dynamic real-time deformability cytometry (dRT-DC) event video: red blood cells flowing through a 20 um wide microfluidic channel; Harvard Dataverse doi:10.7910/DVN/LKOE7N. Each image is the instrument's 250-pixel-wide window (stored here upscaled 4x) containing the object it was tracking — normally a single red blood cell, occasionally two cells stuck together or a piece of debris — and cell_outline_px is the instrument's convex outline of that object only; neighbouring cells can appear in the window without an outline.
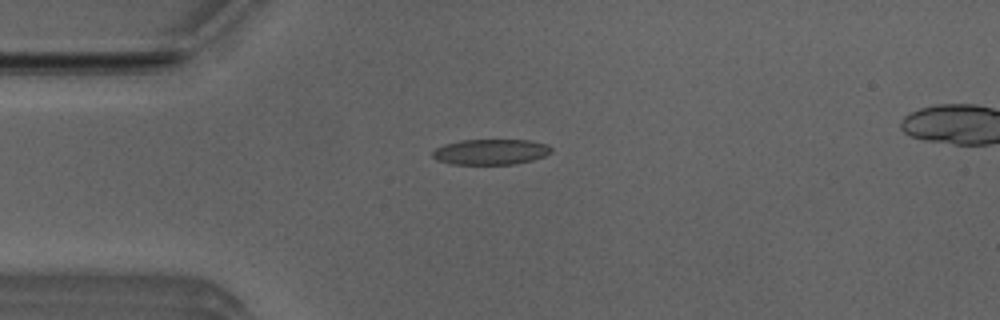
{"species": "Egyptian fruit bat (a non-hibernating species)", "species_latin": "Rousettus aegyptiacus", "temperature_condition": "room temperature", "stored_images_in_passage": 44, "camera_frame_rate_fps": 3000, "um_per_image_px": 0.085, "animal": {"sex": "male"}, "frame": {"image": 1, "passage_image": 5, "time_ms": 1.333, "image_size_px": [1000, 320], "cell_outline_px": [[552, 152], [544, 156], [532, 160], [512, 164], [452, 164], [436, 160], [432, 156], [432, 152], [436, 148], [444, 144], [460, 140], [528, 140], [548, 144], [552, 148]], "centroid_in_image_um": [41.7, 12.9], "position_along_channel_um": 43.3, "area_um2": 17.69}}
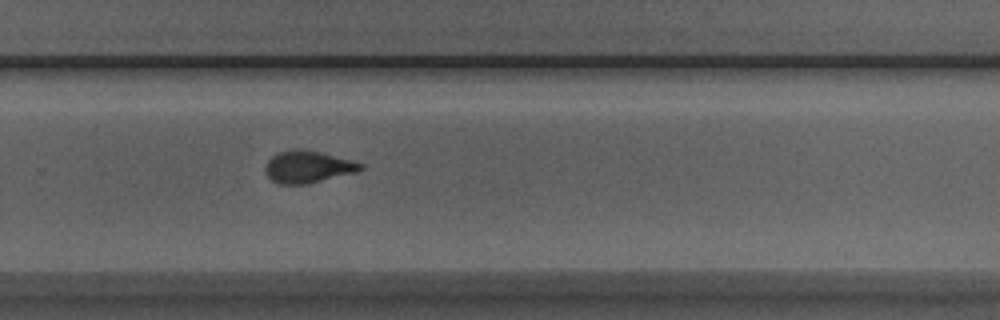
{"frame": {"image": 2, "passage_image": 26, "time_ms": 8.333, "image_size_px": [1000, 320], "cell_outline_px": [[364, 168], [360, 172], [304, 184], [280, 184], [272, 180], [264, 172], [264, 168], [268, 160], [276, 152], [320, 152], [364, 164]], "centroid_in_image_um": [26.19, 14.23], "position_along_channel_um": 303.6, "area_um2": 17.22}}
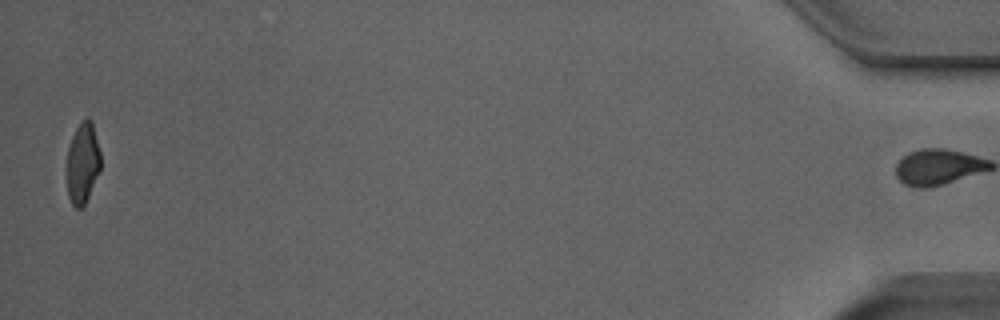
{"frame": {"image": 3, "passage_image": 43, "time_ms": 14.0, "image_size_px": [1000, 320], "cell_outline_px": [[100, 168], [88, 196], [84, 204], [80, 208], [76, 208], [72, 204], [68, 196], [64, 176], [64, 168], [68, 148], [72, 136], [80, 120], [88, 116], [92, 120], [100, 152]], "centroid_in_image_um": [6.96, 13.83], "position_along_channel_um": 428.2, "area_um2": 16.47}, "authors_computed_cell_mechanics": {"area_um2": 17.6868, "velocity_mm_per_s": 3.971, "shape_relaxation_time_tau1_ms": 4.1191, "shape_relaxation_time_tau2_ms": 1.3165, "deformation_change_tau1": 0.1629, "deformation_change_tau2": 0.0916}}